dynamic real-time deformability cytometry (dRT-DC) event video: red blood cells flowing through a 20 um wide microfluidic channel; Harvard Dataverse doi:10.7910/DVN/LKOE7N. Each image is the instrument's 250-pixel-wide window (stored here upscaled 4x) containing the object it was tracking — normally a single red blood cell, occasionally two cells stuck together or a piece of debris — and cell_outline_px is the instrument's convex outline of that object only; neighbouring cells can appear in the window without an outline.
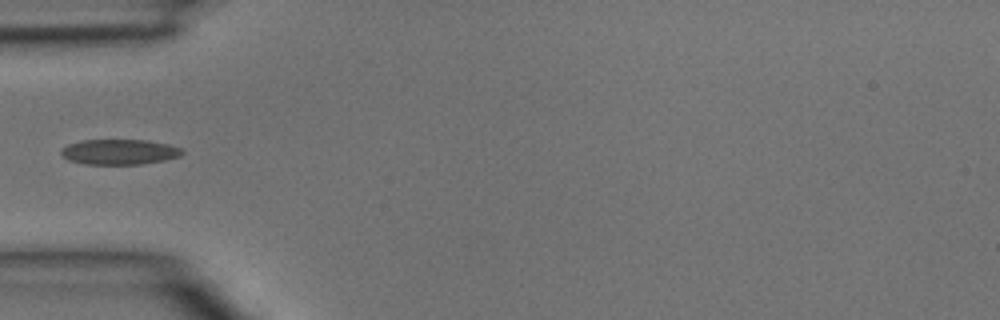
{"species": "common noctule bat (a hibernating species)", "species_latin": "Nyctalus noctula", "temperature_condition": "room temperature", "stored_images_in_passage": 4, "camera_frame_rate_fps": 3000, "um_per_image_px": 0.085, "animal": {"sex": "male", "body_mass_g": 15.6}, "frame": {"image": 1, "passage_image": 4, "time_ms": 1.0, "image_size_px": [1000, 320], "cell_outline_px": [[184, 152], [180, 156], [164, 160], [140, 164], [84, 164], [68, 160], [60, 152], [60, 148], [68, 144], [80, 140], [148, 140], [168, 144], [180, 148]], "centroid_in_image_um": [10.12, 12.9], "position_along_channel_um": 74.9, "area_um2": 17.86}}